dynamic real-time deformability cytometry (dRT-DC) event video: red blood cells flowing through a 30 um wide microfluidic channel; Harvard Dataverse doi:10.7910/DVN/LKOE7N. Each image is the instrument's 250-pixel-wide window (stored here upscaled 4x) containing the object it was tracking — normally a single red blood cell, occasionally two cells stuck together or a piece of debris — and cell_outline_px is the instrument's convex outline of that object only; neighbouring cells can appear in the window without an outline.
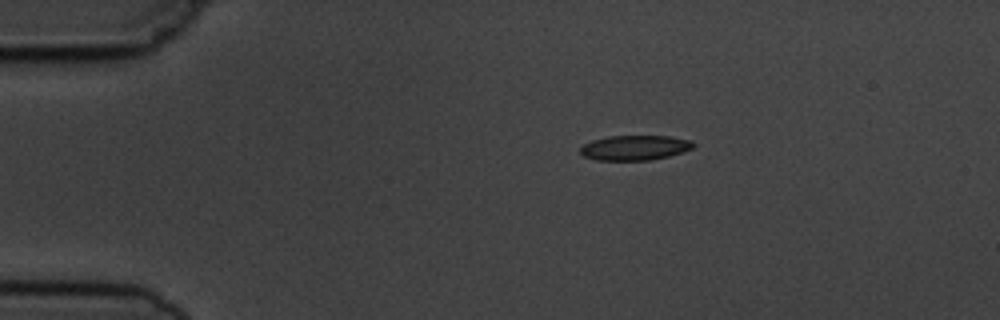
{"species": "common noctule bat (a hibernating species)", "species_latin": "Nyctalus noctula", "temperature_condition": "cold", "stored_images_in_passage": 3, "camera_frame_rate_fps": 3000, "um_per_image_px": 0.085, "animal": {"sex": "male", "body_mass_g": 19.5, "forearm_length_mm": 54.6}, "frame": {"image": 1, "passage_image": 2, "time_ms": 1.333, "image_size_px": [1000, 320], "cell_outline_px": [[696, 144], [692, 148], [668, 156], [648, 160], [596, 160], [584, 156], [580, 152], [580, 148], [584, 144], [592, 140], [608, 136], [672, 136], [692, 140]], "centroid_in_image_um": [53.96, 12.54], "position_along_channel_um": 31.0, "area_um2": 16.36}}